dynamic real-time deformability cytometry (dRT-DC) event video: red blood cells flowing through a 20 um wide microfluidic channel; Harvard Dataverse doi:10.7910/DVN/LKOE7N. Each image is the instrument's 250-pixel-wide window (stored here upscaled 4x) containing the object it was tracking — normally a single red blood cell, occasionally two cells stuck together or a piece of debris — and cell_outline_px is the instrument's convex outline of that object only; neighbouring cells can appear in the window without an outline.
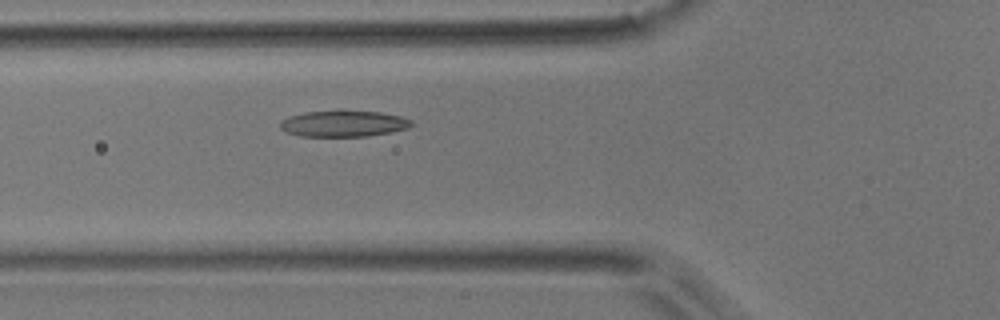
{"species": "common noctule bat (a hibernating species)", "species_latin": "Nyctalus noctula", "temperature_condition": "room temperature", "stored_images_in_passage": 39, "camera_frame_rate_fps": 3000, "um_per_image_px": 0.085, "animal": {"sex": "male", "body_mass_g": 17.9}, "frame": {"image": 1, "passage_image": 13, "time_ms": 4.0, "image_size_px": [1000, 320], "cell_outline_px": [[412, 124], [408, 128], [392, 132], [368, 136], [300, 136], [288, 132], [280, 128], [280, 120], [288, 116], [304, 112], [340, 108], [344, 108], [380, 112], [400, 116], [412, 120]], "centroid_in_image_um": [29.19, 10.46], "position_along_channel_um": 96.6, "area_um2": 20.81}}
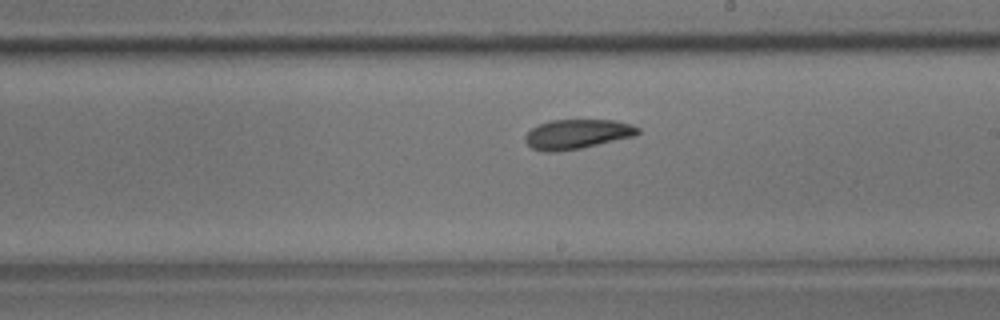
{"frame": {"image": 2, "passage_image": 24, "time_ms": 7.667, "image_size_px": [1000, 320], "cell_outline_px": [[640, 132], [636, 136], [580, 148], [556, 152], [544, 152], [532, 148], [524, 140], [524, 136], [532, 128], [540, 124], [552, 120], [616, 120], [632, 124], [640, 128]], "centroid_in_image_um": [49.08, 11.4], "position_along_channel_um": 239.9, "area_um2": 19.48}}
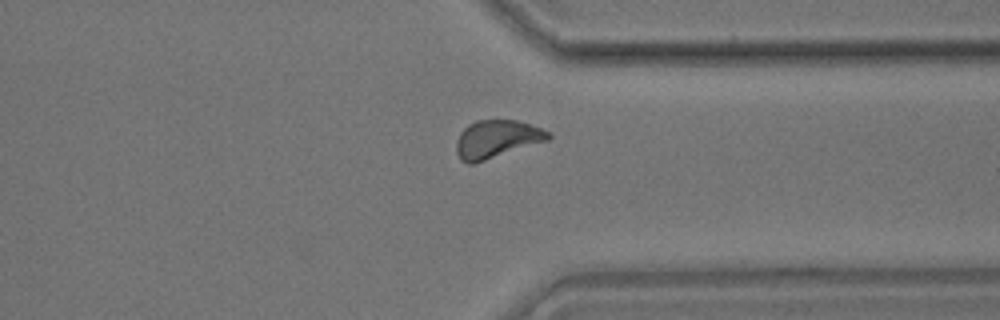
{"frame": {"image": 3, "passage_image": 34, "time_ms": 11.0, "image_size_px": [1000, 320], "cell_outline_px": [[552, 136], [548, 140], [476, 164], [468, 164], [460, 160], [456, 152], [456, 140], [460, 132], [468, 124], [476, 120], [516, 120], [552, 132]], "centroid_in_image_um": [42.2, 11.84], "position_along_channel_um": 369.2, "area_um2": 20.58}}